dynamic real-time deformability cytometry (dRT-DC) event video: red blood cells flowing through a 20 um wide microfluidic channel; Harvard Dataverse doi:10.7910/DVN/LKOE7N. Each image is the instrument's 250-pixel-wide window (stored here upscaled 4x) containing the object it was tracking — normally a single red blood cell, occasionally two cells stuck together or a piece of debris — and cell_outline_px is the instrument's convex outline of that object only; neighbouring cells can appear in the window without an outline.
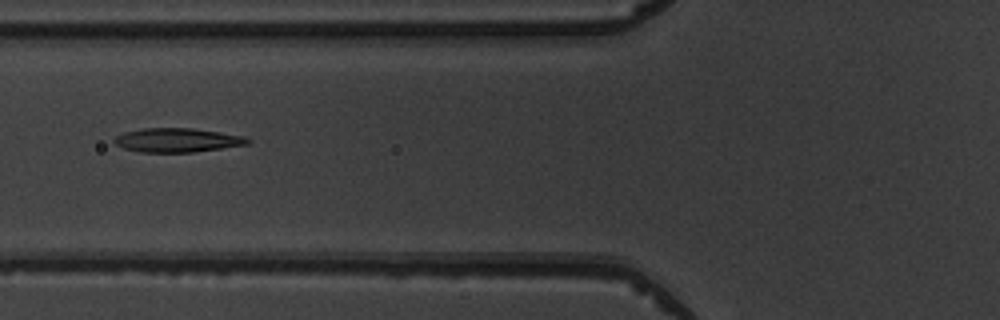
{"species": "common noctule bat (a hibernating species)", "species_latin": "Nyctalus noctula", "temperature_condition": "warm", "stored_images_in_passage": 5, "camera_frame_rate_fps": 3000, "um_per_image_px": 0.085, "animal": {"sex": "male", "body_mass_g": 19.5, "forearm_length_mm": 54.6}, "frame": {"image": 1, "passage_image": 5, "time_ms": 5.333, "image_size_px": [1000, 320], "cell_outline_px": [[252, 140], [248, 144], [192, 152], [140, 152], [124, 148], [116, 144], [112, 140], [116, 136], [124, 132], [144, 128], [192, 128], [220, 132], [244, 136]], "centroid_in_image_um": [15.06, 11.9], "position_along_channel_um": 110.7, "area_um2": 18.55}}